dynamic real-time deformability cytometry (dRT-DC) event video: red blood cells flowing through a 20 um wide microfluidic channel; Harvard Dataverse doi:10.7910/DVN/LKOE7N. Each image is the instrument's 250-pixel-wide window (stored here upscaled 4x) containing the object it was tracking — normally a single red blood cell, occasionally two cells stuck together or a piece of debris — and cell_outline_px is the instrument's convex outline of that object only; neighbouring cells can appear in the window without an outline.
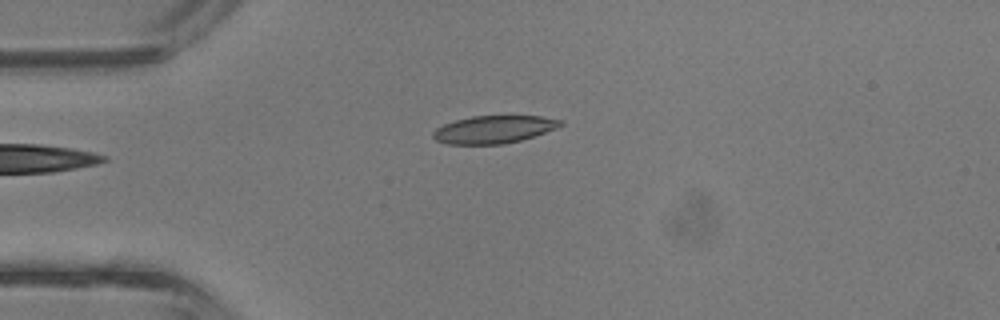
{"species": "common noctule bat (a hibernating species)", "species_latin": "Nyctalus noctula", "temperature_condition": "room temperature", "stored_images_in_passage": 2, "camera_frame_rate_fps": 3000, "um_per_image_px": 0.085, "animal": {"sex": "male", "body_mass_g": 13.3}, "frame": {"image": 1, "passage_image": 2, "time_ms": 0.333, "image_size_px": [1000, 320], "cell_outline_px": [[564, 124], [556, 128], [520, 140], [504, 144], [448, 144], [436, 140], [432, 136], [432, 132], [436, 128], [444, 124], [456, 120], [472, 116], [540, 116], [564, 120]], "centroid_in_image_um": [41.97, 11.0], "position_along_channel_um": 43.0, "area_um2": 20.4}}